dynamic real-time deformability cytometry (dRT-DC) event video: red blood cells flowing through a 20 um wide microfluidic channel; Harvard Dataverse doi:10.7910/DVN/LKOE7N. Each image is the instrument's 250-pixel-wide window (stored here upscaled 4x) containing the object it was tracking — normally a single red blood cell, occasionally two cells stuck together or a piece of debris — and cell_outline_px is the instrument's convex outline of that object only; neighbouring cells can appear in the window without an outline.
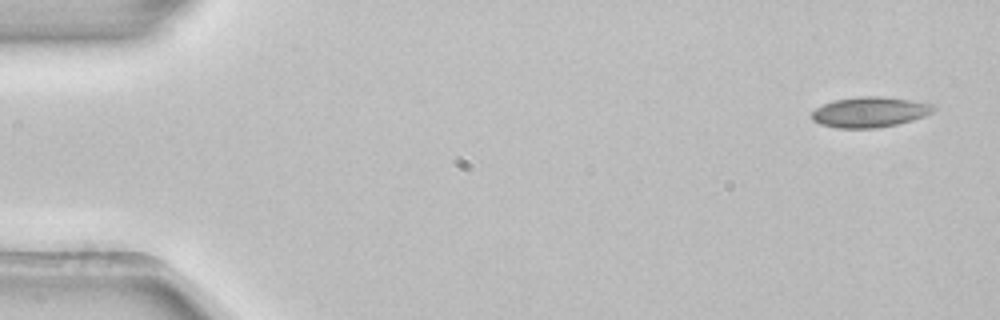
{"species": "common noctule bat (a hibernating species)", "species_latin": "Nyctalus noctula", "temperature_condition": "room temperature", "stored_images_in_passage": 5, "camera_frame_rate_fps": 3000, "um_per_image_px": 0.085, "animal": {"sex": "female", "body_mass_g": 22.7, "forearm_length_mm": 54.2}, "frame": {"image": 1, "passage_image": 1, "time_ms": 0.0, "image_size_px": [1000, 320], "cell_outline_px": [[940, 108], [924, 116], [912, 120], [896, 124], [876, 128], [836, 128], [820, 124], [812, 120], [812, 112], [816, 108], [832, 100], [856, 96], [884, 96], [912, 100], [936, 104]], "centroid_in_image_um": [73.97, 9.51], "position_along_channel_um": 11.0, "area_um2": 21.91}}
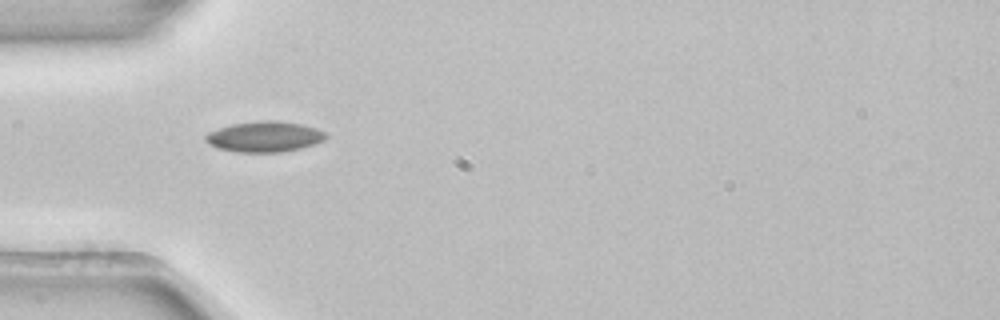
{"frame": {"image": 2, "passage_image": 4, "time_ms": 1.0, "image_size_px": [1000, 320], "cell_outline_px": [[328, 136], [324, 140], [316, 144], [284, 152], [236, 152], [216, 148], [208, 144], [204, 140], [204, 136], [208, 132], [232, 124], [260, 120], [276, 120], [300, 124], [316, 128], [328, 132]], "centroid_in_image_um": [22.49, 11.62], "position_along_channel_um": 62.5, "area_um2": 21.73}}